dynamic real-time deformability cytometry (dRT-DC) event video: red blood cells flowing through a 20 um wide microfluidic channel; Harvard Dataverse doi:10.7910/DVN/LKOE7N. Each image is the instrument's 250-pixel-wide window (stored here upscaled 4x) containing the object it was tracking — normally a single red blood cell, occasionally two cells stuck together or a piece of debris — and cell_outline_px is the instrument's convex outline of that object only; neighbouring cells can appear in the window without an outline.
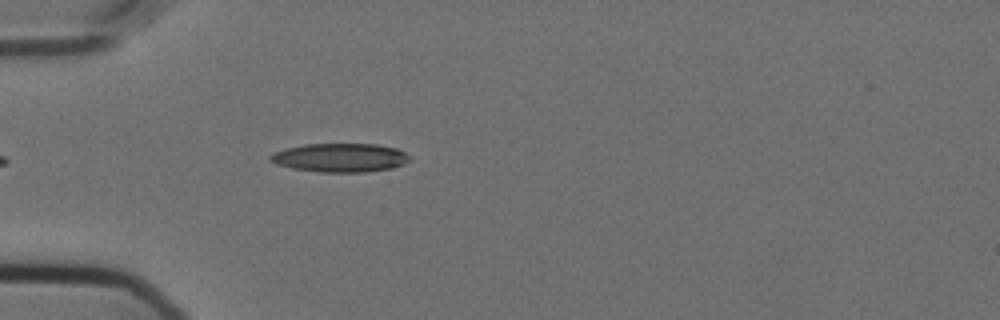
{"species": "Egyptian fruit bat (a non-hibernating species)", "species_latin": "Rousettus aegyptiacus", "temperature_condition": "cold", "stored_images_in_passage": 44, "camera_frame_rate_fps": 3000, "um_per_image_px": 0.085, "animal": {"sex": "female"}, "frame": {"image": 1, "passage_image": 5, "time_ms": 1.333, "image_size_px": [1000, 320], "cell_outline_px": [[408, 160], [392, 168], [364, 172], [320, 172], [292, 168], [276, 164], [268, 160], [268, 156], [272, 152], [284, 148], [304, 144], [376, 144], [396, 148], [404, 152], [408, 156]], "centroid_in_image_um": [28.82, 13.39], "position_along_channel_um": 56.2, "area_um2": 23.29}}
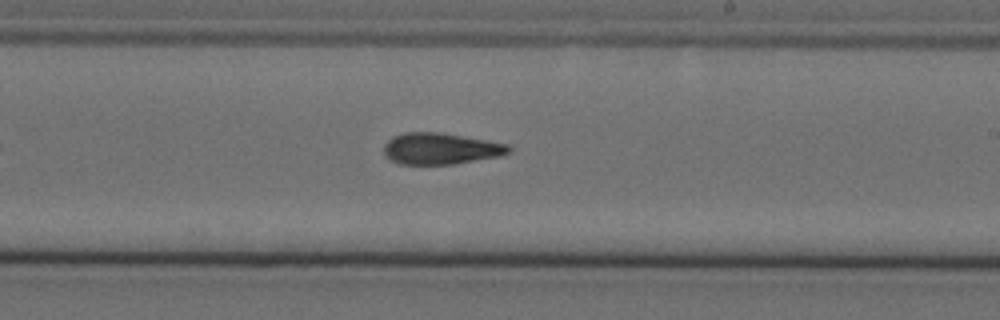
{"frame": {"image": 2, "passage_image": 22, "time_ms": 7.0, "image_size_px": [1000, 320], "cell_outline_px": [[512, 152], [500, 156], [452, 164], [400, 164], [384, 156], [384, 144], [392, 136], [404, 132], [436, 132], [508, 144], [512, 148]], "centroid_in_image_um": [37.43, 12.64], "position_along_channel_um": 251.6, "area_um2": 22.72}}
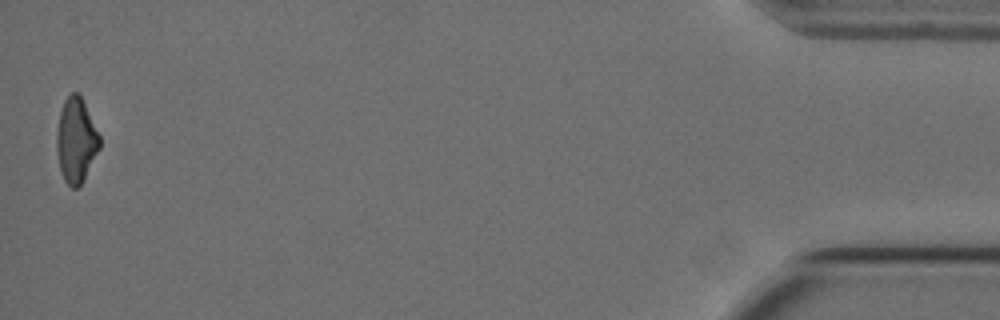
{"frame": {"image": 3, "passage_image": 44, "time_ms": 14.333, "image_size_px": [1000, 320], "cell_outline_px": [[100, 148], [80, 184], [76, 188], [72, 188], [64, 180], [60, 168], [56, 152], [56, 132], [60, 112], [64, 100], [72, 92], [80, 92], [100, 136]], "centroid_in_image_um": [6.46, 11.88], "position_along_channel_um": 428.7, "area_um2": 21.15}, "authors_computed_cell_mechanics": {"area_um2": 22.4553, "velocity_mm_per_s": 3.5956, "shape_relaxation_time_tau1_ms": 7.6216, "shape_relaxation_time_tau2_ms": 5.3217, "deformation_change_tau1": 0.211, "deformation_change_tau2": 0.164}}